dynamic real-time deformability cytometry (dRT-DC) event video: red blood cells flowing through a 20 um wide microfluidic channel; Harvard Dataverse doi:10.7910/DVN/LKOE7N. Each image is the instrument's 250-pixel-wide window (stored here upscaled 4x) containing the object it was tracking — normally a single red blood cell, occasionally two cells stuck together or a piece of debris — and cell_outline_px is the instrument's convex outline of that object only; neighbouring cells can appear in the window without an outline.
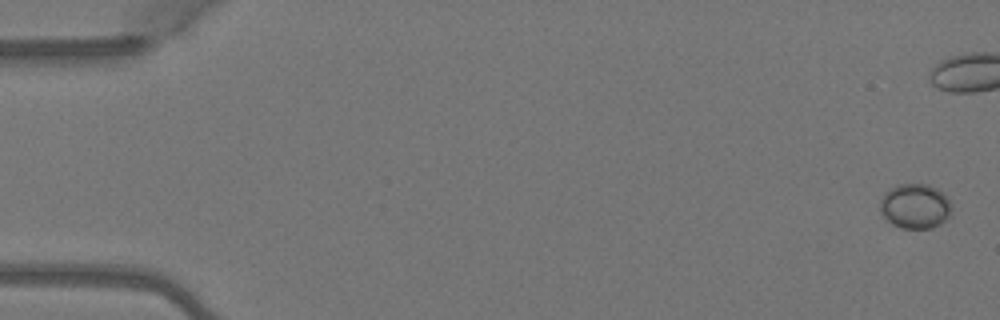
{"species": "Egyptian fruit bat (a non-hibernating species)", "species_latin": "Rousettus aegyptiacus", "temperature_condition": "warm", "stored_images_in_passage": 6, "camera_frame_rate_fps": 3000, "um_per_image_px": 0.085, "animal": {"sex": "female"}, "frame": {"image": 1, "passage_image": 1, "time_ms": 0.0, "image_size_px": [1000, 320], "cell_outline_px": [[948, 216], [940, 224], [932, 228], [900, 228], [892, 224], [880, 212], [880, 200], [884, 192], [896, 184], [928, 184], [936, 188], [948, 200]], "centroid_in_image_um": [77.71, 17.52], "position_along_channel_um": 7.3, "area_um2": 18.38}}